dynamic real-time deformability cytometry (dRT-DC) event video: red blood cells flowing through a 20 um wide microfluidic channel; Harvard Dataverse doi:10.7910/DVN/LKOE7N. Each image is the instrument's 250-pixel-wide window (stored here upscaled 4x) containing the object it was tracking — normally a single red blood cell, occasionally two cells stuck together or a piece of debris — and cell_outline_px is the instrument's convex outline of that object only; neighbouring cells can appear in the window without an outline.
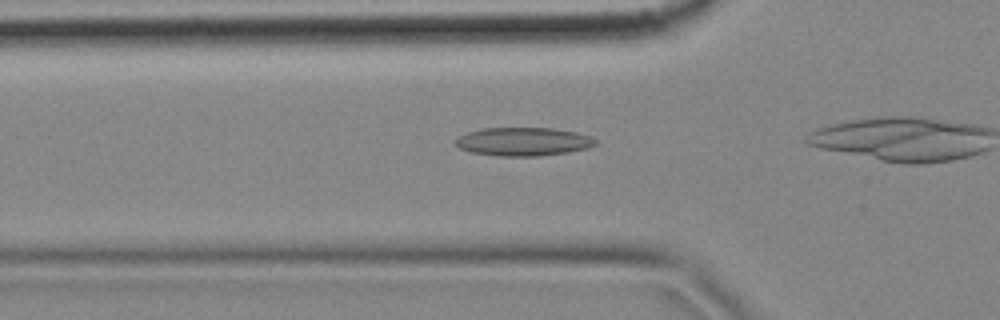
{"species": "common noctule bat (a hibernating species)", "species_latin": "Nyctalus noctula", "temperature_condition": "cold", "stored_images_in_passage": 17, "camera_frame_rate_fps": 3000, "um_per_image_px": 0.085, "animal": {"sex": "female", "body_mass_g": 18.4}, "frame": {"image": 1, "passage_image": 8, "time_ms": 2.333, "image_size_px": [1000, 320], "cell_outline_px": [[600, 140], [596, 144], [588, 148], [568, 152], [540, 156], [500, 156], [472, 152], [460, 148], [456, 144], [456, 140], [460, 136], [468, 132], [484, 128], [552, 128], [576, 132], [592, 136]], "centroid_in_image_um": [44.56, 12.04], "position_along_channel_um": 81.2, "area_um2": 23.18}}
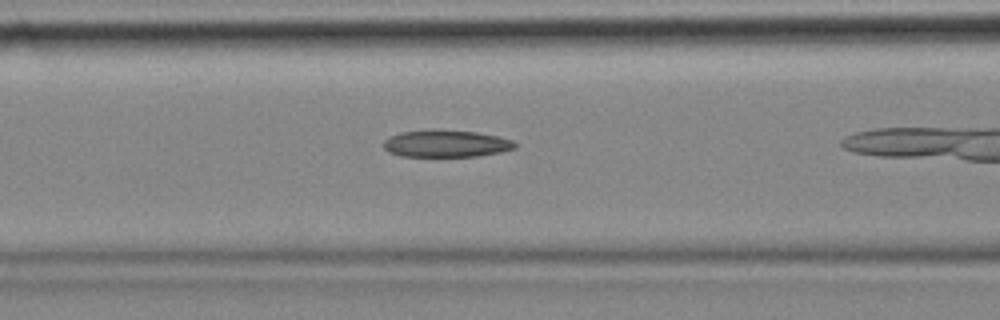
{"frame": {"image": 2, "passage_image": 12, "time_ms": 3.667, "image_size_px": [1000, 320], "cell_outline_px": [[516, 148], [500, 152], [476, 156], [400, 156], [388, 152], [384, 148], [384, 140], [400, 132], [436, 128], [476, 132], [496, 136], [512, 140], [516, 144]], "centroid_in_image_um": [37.89, 12.19], "position_along_channel_um": 128.7, "area_um2": 20.87}}